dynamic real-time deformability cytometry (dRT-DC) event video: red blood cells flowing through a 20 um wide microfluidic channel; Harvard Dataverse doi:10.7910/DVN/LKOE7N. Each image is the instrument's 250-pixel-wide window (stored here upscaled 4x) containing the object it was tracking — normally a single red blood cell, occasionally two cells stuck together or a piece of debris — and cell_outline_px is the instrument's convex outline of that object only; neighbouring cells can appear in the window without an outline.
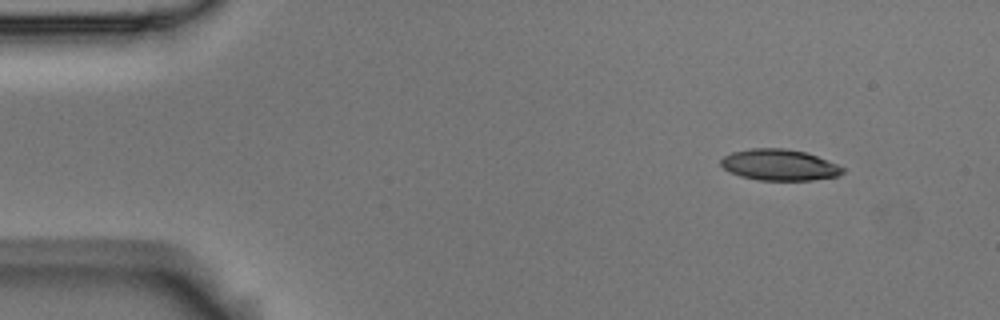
{"species": "Egyptian fruit bat (a non-hibernating species)", "species_latin": "Rousettus aegyptiacus", "temperature_condition": "room temperature", "stored_images_in_passage": 13, "camera_frame_rate_fps": 3000, "um_per_image_px": 0.085, "animal": {"sex": "male"}, "frame": {"image": 1, "passage_image": 1, "time_ms": 0.0, "image_size_px": [1000, 320], "cell_outline_px": [[844, 172], [836, 176], [812, 180], [760, 180], [740, 176], [728, 172], [720, 164], [720, 160], [724, 156], [732, 152], [752, 148], [784, 148], [808, 152], [836, 164], [844, 168]], "centroid_in_image_um": [66.22, 14.01], "position_along_channel_um": 18.8, "area_um2": 22.14}}
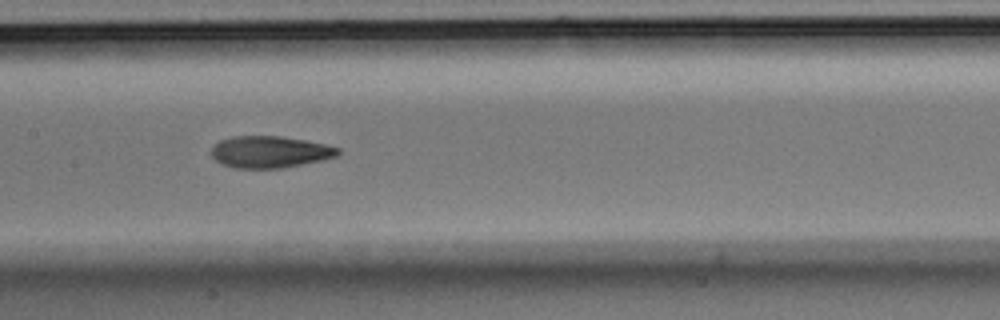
{"frame": {"image": 2, "passage_image": 6, "time_ms": 1.667, "image_size_px": [1000, 320], "cell_outline_px": [[340, 152], [336, 156], [320, 160], [284, 168], [232, 168], [220, 164], [212, 156], [212, 148], [220, 140], [232, 136], [280, 136], [304, 140], [324, 144], [340, 148]], "centroid_in_image_um": [22.91, 12.92], "position_along_channel_um": 184.5, "area_um2": 23.35}}
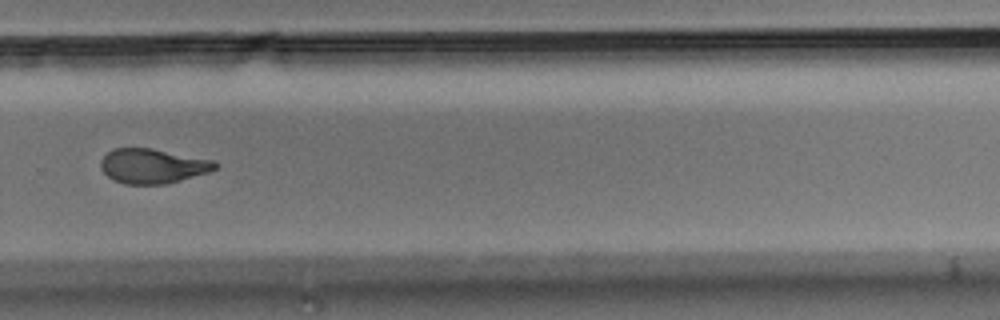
{"frame": {"image": 3, "passage_image": 9, "time_ms": 2.667, "image_size_px": [1000, 320], "cell_outline_px": [[220, 164], [216, 168], [208, 172], [168, 184], [124, 184], [112, 180], [100, 168], [100, 160], [112, 148], [152, 148], [212, 160]], "centroid_in_image_um": [12.95, 14.11], "position_along_channel_um": 316.8, "area_um2": 23.18}}